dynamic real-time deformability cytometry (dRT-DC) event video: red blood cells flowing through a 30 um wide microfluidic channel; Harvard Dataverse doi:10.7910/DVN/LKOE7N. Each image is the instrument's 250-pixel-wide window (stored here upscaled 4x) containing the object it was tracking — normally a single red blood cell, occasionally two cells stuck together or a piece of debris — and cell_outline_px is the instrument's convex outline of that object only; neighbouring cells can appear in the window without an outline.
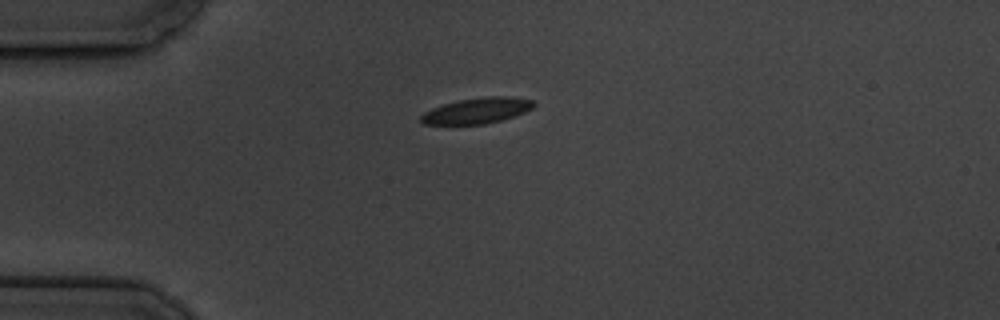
{"species": "common noctule bat (a hibernating species)", "species_latin": "Nyctalus noctula", "temperature_condition": "cold", "stored_images_in_passage": 4, "camera_frame_rate_fps": 3000, "um_per_image_px": 0.085, "animal": {"sex": "male", "body_mass_g": 19.5, "forearm_length_mm": 54.6}, "frame": {"image": 1, "passage_image": 1, "time_ms": 0.0, "image_size_px": [1000, 320], "cell_outline_px": [[536, 104], [532, 108], [524, 112], [500, 120], [484, 124], [424, 124], [420, 120], [420, 116], [424, 112], [432, 108], [444, 104], [460, 100], [484, 96], [508, 96], [532, 100]], "centroid_in_image_um": [40.53, 9.4], "position_along_channel_um": 44.5, "area_um2": 16.7}}
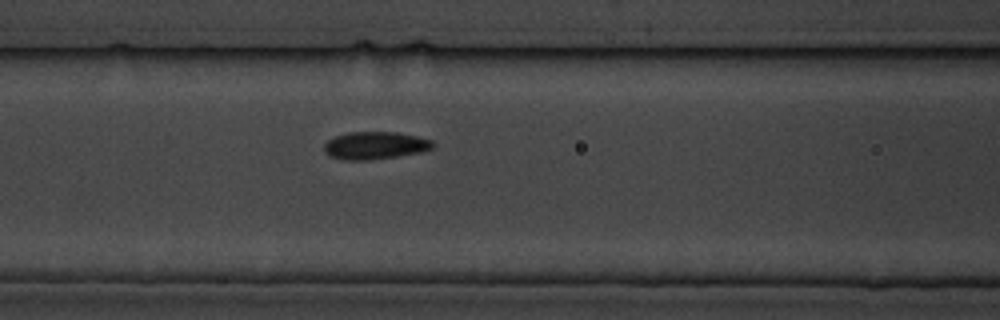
{"frame": {"image": 2, "passage_image": 4, "time_ms": 3.333, "image_size_px": [1000, 320], "cell_outline_px": [[436, 144], [432, 148], [420, 152], [372, 160], [344, 160], [328, 156], [324, 152], [324, 144], [328, 140], [336, 136], [348, 132], [396, 132], [416, 136], [432, 140]], "centroid_in_image_um": [31.86, 12.37], "position_along_channel_um": 134.7, "area_um2": 17.51}}